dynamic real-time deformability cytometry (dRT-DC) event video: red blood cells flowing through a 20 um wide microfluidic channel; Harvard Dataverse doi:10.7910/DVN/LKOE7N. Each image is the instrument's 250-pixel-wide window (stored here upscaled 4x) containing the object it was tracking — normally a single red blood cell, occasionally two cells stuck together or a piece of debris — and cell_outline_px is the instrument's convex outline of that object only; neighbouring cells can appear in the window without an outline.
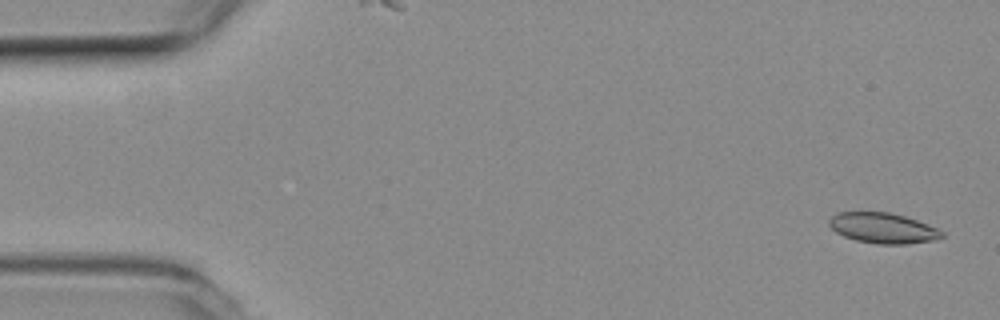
{"species": "common noctule bat (a hibernating species)", "species_latin": "Nyctalus noctula", "temperature_condition": "room temperature", "stored_images_in_passage": 54, "segment_of_instrument_passage": [1, 2], "camera_frame_rate_fps": 3000, "um_per_image_px": 0.085, "animal": {"sex": "female", "body_mass_g": 19.3, "forearm_length_mm": 54.1}, "frame": {"image": 1, "passage_image": 2, "time_ms": 0.333, "image_size_px": [1000, 320], "cell_outline_px": [[944, 236], [936, 240], [908, 244], [876, 244], [856, 240], [844, 236], [836, 232], [828, 224], [828, 220], [836, 212], [888, 212], [904, 216], [916, 220], [936, 228], [944, 232]], "centroid_in_image_um": [75.04, 19.39], "position_along_channel_um": 10.0, "area_um2": 20.0}}
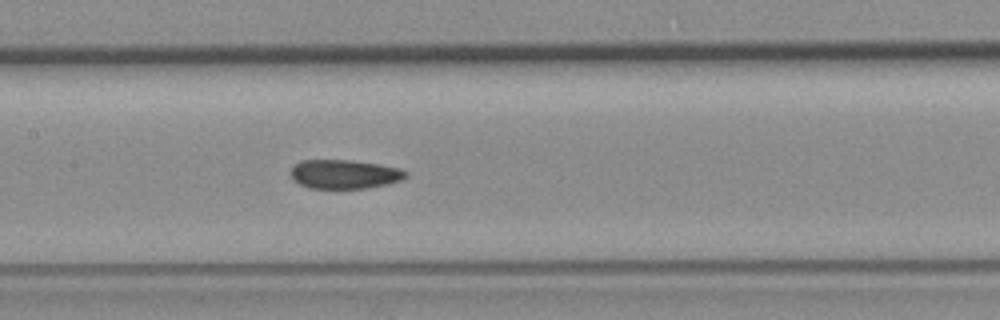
{"frame": {"image": 2, "passage_image": 25, "time_ms": 8.0, "image_size_px": [1000, 320], "cell_outline_px": [[408, 176], [404, 180], [388, 184], [368, 188], [308, 188], [292, 180], [292, 168], [300, 160], [348, 160], [380, 164], [400, 168], [408, 172]], "centroid_in_image_um": [29.33, 14.81], "position_along_channel_um": 178.1, "area_um2": 19.59}}
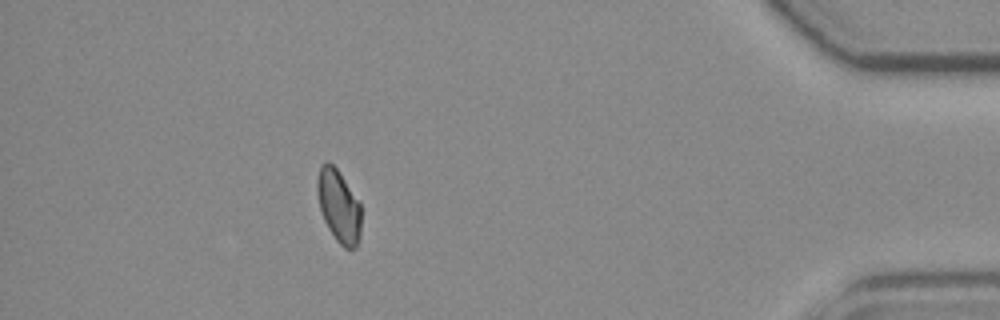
{"frame": {"image": 3, "passage_image": 47, "time_ms": 15.333, "image_size_px": [1000, 320], "cell_outline_px": [[360, 240], [356, 248], [344, 248], [336, 240], [328, 228], [324, 220], [320, 208], [316, 188], [316, 180], [320, 164], [328, 160], [340, 172], [360, 204]], "centroid_in_image_um": [28.77, 17.5], "position_along_channel_um": 406.4, "area_um2": 18.67}}